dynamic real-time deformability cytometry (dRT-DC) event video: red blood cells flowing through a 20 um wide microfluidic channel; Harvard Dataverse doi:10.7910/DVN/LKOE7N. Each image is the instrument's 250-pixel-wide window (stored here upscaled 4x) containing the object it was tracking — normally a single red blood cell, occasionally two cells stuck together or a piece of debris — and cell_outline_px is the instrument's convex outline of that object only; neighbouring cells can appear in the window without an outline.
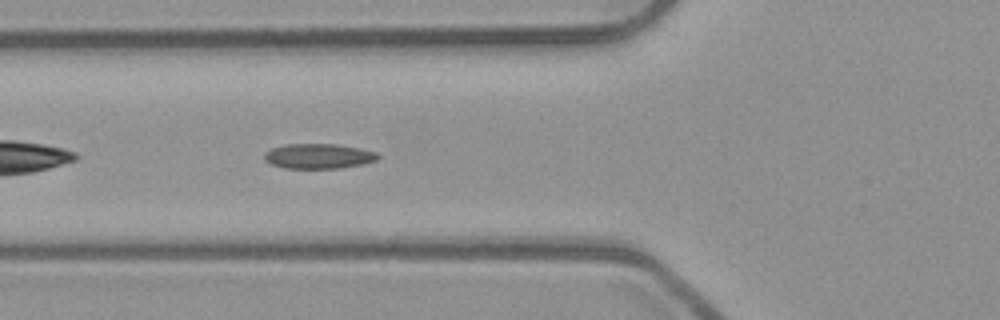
{"species": "common noctule bat (a hibernating species)", "species_latin": "Nyctalus noctula", "temperature_condition": "room temperature", "stored_images_in_passage": 33, "camera_frame_rate_fps": 3000, "um_per_image_px": 0.085, "animal": {"sex": "male", "body_mass_g": 23.1, "forearm_length_mm": 52.7}, "frame": {"image": 1, "passage_image": 5, "time_ms": 1.333, "image_size_px": [1000, 320], "cell_outline_px": [[380, 156], [376, 160], [360, 164], [340, 168], [284, 168], [272, 164], [264, 160], [264, 152], [272, 148], [284, 144], [336, 144], [360, 148], [376, 152]], "centroid_in_image_um": [27.04, 13.26], "position_along_channel_um": 98.8, "area_um2": 16.47}}
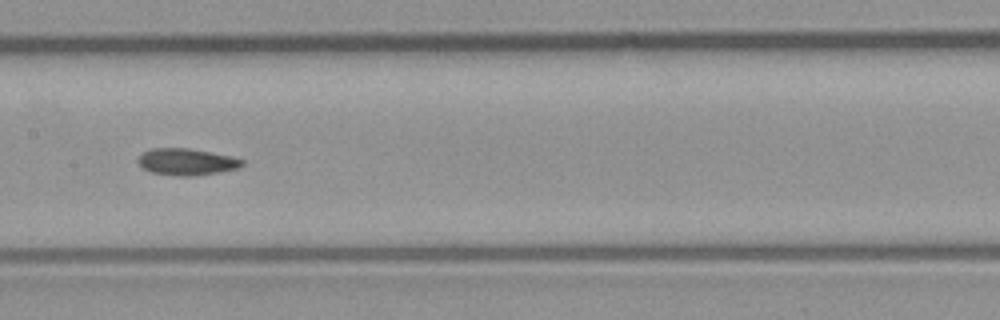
{"frame": {"image": 2, "passage_image": 12, "time_ms": 3.667, "image_size_px": [1000, 320], "cell_outline_px": [[244, 164], [240, 168], [192, 176], [176, 176], [152, 172], [144, 168], [136, 160], [144, 152], [152, 148], [188, 148], [228, 156], [244, 160]], "centroid_in_image_um": [15.85, 13.76], "position_along_channel_um": 191.5, "area_um2": 15.9}}
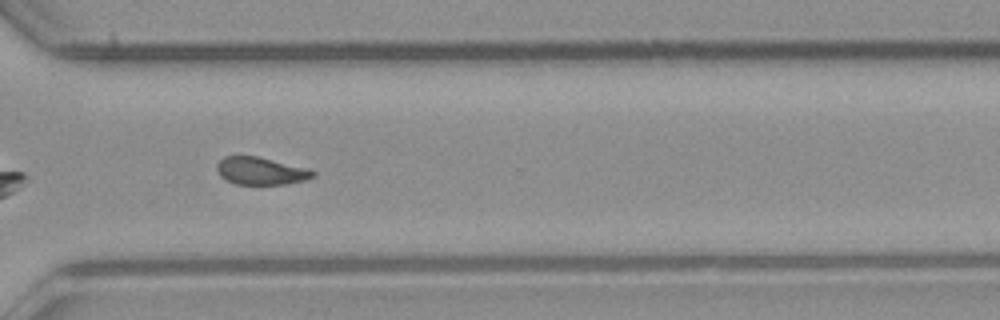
{"frame": {"image": 3, "passage_image": 24, "time_ms": 7.667, "image_size_px": [1000, 320], "cell_outline_px": [[316, 176], [304, 180], [288, 184], [236, 184], [220, 176], [216, 168], [216, 164], [224, 156], [256, 156], [308, 168], [316, 172]], "centroid_in_image_um": [22.18, 14.53], "position_along_channel_um": 348.4, "area_um2": 15.37}, "authors_computed_cell_mechanics": {"area_um2": 16.0684, "velocity_mm_per_s": 3.9405, "shape_relaxation_time_tau1_ms": null, "shape_relaxation_time_tau2_ms": 4.7273, "deformation_change_tau1": null, "deformation_change_tau2": 0.0896}}